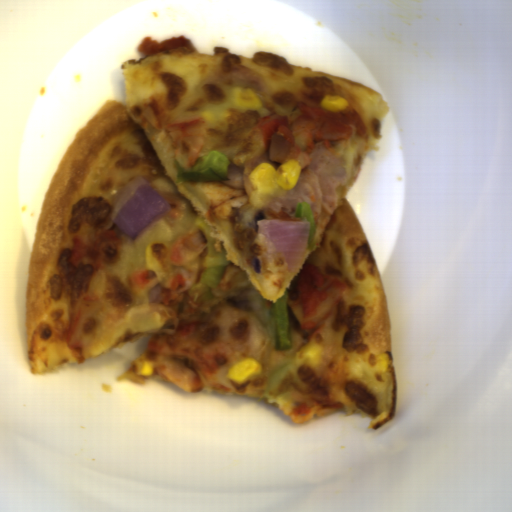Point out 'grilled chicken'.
Masks as SVG:
<instances>
[{
  "mask_svg": "<svg viewBox=\"0 0 512 512\" xmlns=\"http://www.w3.org/2000/svg\"><path fill=\"white\" fill-rule=\"evenodd\" d=\"M296 106L301 114L291 121L282 114L259 116L241 137L239 150L232 158L234 165H244L268 152L271 162L297 160L302 170L312 163L316 145L322 143L325 149L333 151L331 142L350 139L353 126L360 137L368 132L361 114L353 108L333 111L301 100Z\"/></svg>",
  "mask_w": 512,
  "mask_h": 512,
  "instance_id": "obj_1",
  "label": "grilled chicken"
},
{
  "mask_svg": "<svg viewBox=\"0 0 512 512\" xmlns=\"http://www.w3.org/2000/svg\"><path fill=\"white\" fill-rule=\"evenodd\" d=\"M233 352L230 343L220 339L202 340L196 319L179 318L173 333L152 335L147 341L144 358L152 362L153 375L186 392H205L206 386L229 392L230 387L212 376L227 365Z\"/></svg>",
  "mask_w": 512,
  "mask_h": 512,
  "instance_id": "obj_2",
  "label": "grilled chicken"
},
{
  "mask_svg": "<svg viewBox=\"0 0 512 512\" xmlns=\"http://www.w3.org/2000/svg\"><path fill=\"white\" fill-rule=\"evenodd\" d=\"M345 281L323 271L317 264L304 262L297 284V298L291 306L299 305V328H316L333 312L346 291Z\"/></svg>",
  "mask_w": 512,
  "mask_h": 512,
  "instance_id": "obj_3",
  "label": "grilled chicken"
},
{
  "mask_svg": "<svg viewBox=\"0 0 512 512\" xmlns=\"http://www.w3.org/2000/svg\"><path fill=\"white\" fill-rule=\"evenodd\" d=\"M166 135L172 147L174 158L185 171L198 161L207 139V126L204 117H192L165 126Z\"/></svg>",
  "mask_w": 512,
  "mask_h": 512,
  "instance_id": "obj_4",
  "label": "grilled chicken"
},
{
  "mask_svg": "<svg viewBox=\"0 0 512 512\" xmlns=\"http://www.w3.org/2000/svg\"><path fill=\"white\" fill-rule=\"evenodd\" d=\"M186 48L190 51H198L191 39L185 35L172 36L159 42L153 36L147 35L142 37L140 44H137L136 50L141 54L142 58L147 54L158 51L160 49ZM199 52V51H198Z\"/></svg>",
  "mask_w": 512,
  "mask_h": 512,
  "instance_id": "obj_5",
  "label": "grilled chicken"
}]
</instances>
